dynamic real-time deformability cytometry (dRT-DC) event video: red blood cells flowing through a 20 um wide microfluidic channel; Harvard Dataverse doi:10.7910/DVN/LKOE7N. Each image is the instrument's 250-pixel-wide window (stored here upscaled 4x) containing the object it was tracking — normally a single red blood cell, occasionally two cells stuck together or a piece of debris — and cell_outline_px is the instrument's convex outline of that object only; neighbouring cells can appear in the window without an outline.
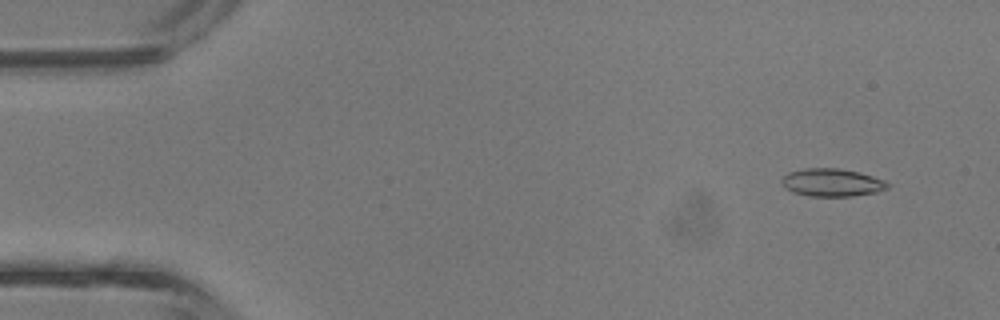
{"species": "common noctule bat (a hibernating species)", "species_latin": "Nyctalus noctula", "temperature_condition": "room temperature", "stored_images_in_passage": 40, "camera_frame_rate_fps": 3000, "um_per_image_px": 0.085, "animal": {"sex": "male", "body_mass_g": 13.3}, "frame": {"image": 1, "passage_image": 1, "time_ms": 0.0, "image_size_px": [1000, 320], "cell_outline_px": [[892, 184], [888, 188], [876, 192], [852, 196], [808, 196], [792, 192], [784, 188], [780, 180], [788, 172], [804, 168], [840, 168], [860, 172], [884, 180]], "centroid_in_image_um": [70.71, 15.51], "position_along_channel_um": 14.3, "area_um2": 17.4}}
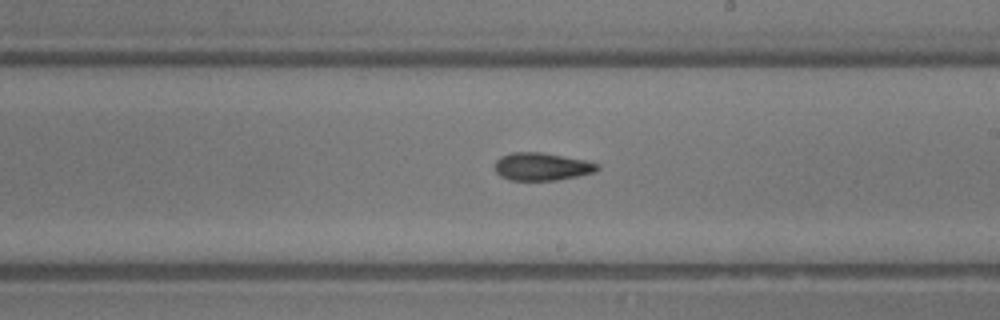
{"frame": {"image": 2, "passage_image": 22, "time_ms": 7.0, "image_size_px": [1000, 320], "cell_outline_px": [[600, 168], [592, 172], [576, 176], [556, 180], [508, 180], [500, 176], [496, 172], [496, 160], [500, 156], [512, 152], [540, 152], [584, 160], [600, 164]], "centroid_in_image_um": [46.02, 14.16], "position_along_channel_um": 243.0, "area_um2": 16.42}}
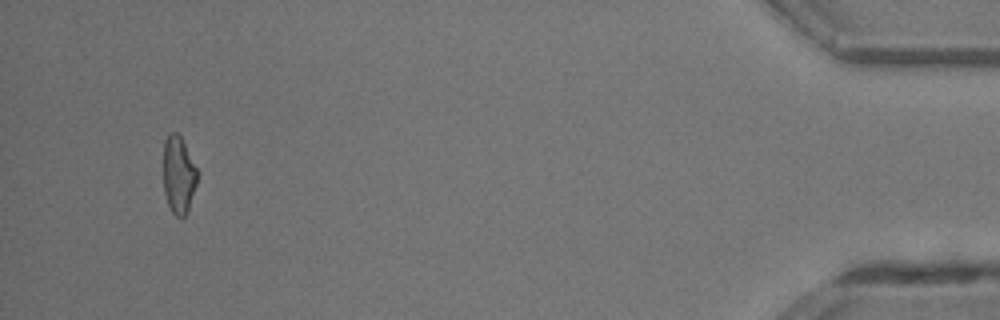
{"frame": {"image": 3, "passage_image": 38, "time_ms": 12.333, "image_size_px": [1000, 320], "cell_outline_px": [[196, 184], [188, 208], [184, 216], [176, 216], [172, 212], [168, 204], [164, 192], [164, 140], [172, 132], [176, 132], [180, 136], [196, 168]], "centroid_in_image_um": [15.15, 14.86], "position_along_channel_um": 420.0, "area_um2": 14.74}, "authors_computed_cell_mechanics": {"area_um2": 16.6753, "velocity_mm_per_s": 4.8573, "shape_relaxation_time_tau1_ms": 4.8041, "shape_relaxation_time_tau2_ms": 2.4331, "deformation_change_tau1": 0.1603, "deformation_change_tau2": 0.0933}}